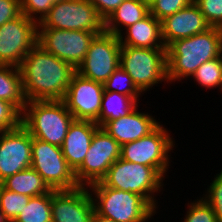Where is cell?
<instances>
[{
    "label": "cell",
    "mask_w": 222,
    "mask_h": 222,
    "mask_svg": "<svg viewBox=\"0 0 222 222\" xmlns=\"http://www.w3.org/2000/svg\"><path fill=\"white\" fill-rule=\"evenodd\" d=\"M27 101L63 100L76 68L38 43L19 65Z\"/></svg>",
    "instance_id": "6da1fadb"
},
{
    "label": "cell",
    "mask_w": 222,
    "mask_h": 222,
    "mask_svg": "<svg viewBox=\"0 0 222 222\" xmlns=\"http://www.w3.org/2000/svg\"><path fill=\"white\" fill-rule=\"evenodd\" d=\"M221 54L222 29L218 27L171 42L166 47L168 84L189 80L201 64Z\"/></svg>",
    "instance_id": "7a4b0ae2"
},
{
    "label": "cell",
    "mask_w": 222,
    "mask_h": 222,
    "mask_svg": "<svg viewBox=\"0 0 222 222\" xmlns=\"http://www.w3.org/2000/svg\"><path fill=\"white\" fill-rule=\"evenodd\" d=\"M74 117L63 100L27 101L22 125L33 138L61 147Z\"/></svg>",
    "instance_id": "3957f363"
},
{
    "label": "cell",
    "mask_w": 222,
    "mask_h": 222,
    "mask_svg": "<svg viewBox=\"0 0 222 222\" xmlns=\"http://www.w3.org/2000/svg\"><path fill=\"white\" fill-rule=\"evenodd\" d=\"M87 187L94 211L116 222H149L157 212L139 194L110 188L100 181Z\"/></svg>",
    "instance_id": "277c9868"
},
{
    "label": "cell",
    "mask_w": 222,
    "mask_h": 222,
    "mask_svg": "<svg viewBox=\"0 0 222 222\" xmlns=\"http://www.w3.org/2000/svg\"><path fill=\"white\" fill-rule=\"evenodd\" d=\"M164 180L153 167L119 158L100 182L110 188L139 194L158 211L156 196L165 187Z\"/></svg>",
    "instance_id": "5b68a950"
},
{
    "label": "cell",
    "mask_w": 222,
    "mask_h": 222,
    "mask_svg": "<svg viewBox=\"0 0 222 222\" xmlns=\"http://www.w3.org/2000/svg\"><path fill=\"white\" fill-rule=\"evenodd\" d=\"M166 48L121 46L120 66L144 94L158 83L167 82Z\"/></svg>",
    "instance_id": "8992f818"
},
{
    "label": "cell",
    "mask_w": 222,
    "mask_h": 222,
    "mask_svg": "<svg viewBox=\"0 0 222 222\" xmlns=\"http://www.w3.org/2000/svg\"><path fill=\"white\" fill-rule=\"evenodd\" d=\"M160 123L148 135L121 146V159L153 167L164 179L171 166V152L175 147V140L170 130Z\"/></svg>",
    "instance_id": "52a82bcc"
},
{
    "label": "cell",
    "mask_w": 222,
    "mask_h": 222,
    "mask_svg": "<svg viewBox=\"0 0 222 222\" xmlns=\"http://www.w3.org/2000/svg\"><path fill=\"white\" fill-rule=\"evenodd\" d=\"M38 28L81 30L101 34L105 31V21L89 0H62L54 3L38 23Z\"/></svg>",
    "instance_id": "ba28073f"
},
{
    "label": "cell",
    "mask_w": 222,
    "mask_h": 222,
    "mask_svg": "<svg viewBox=\"0 0 222 222\" xmlns=\"http://www.w3.org/2000/svg\"><path fill=\"white\" fill-rule=\"evenodd\" d=\"M31 167L39 173L51 190H72L80 187L61 147L33 137Z\"/></svg>",
    "instance_id": "9c48e42d"
},
{
    "label": "cell",
    "mask_w": 222,
    "mask_h": 222,
    "mask_svg": "<svg viewBox=\"0 0 222 222\" xmlns=\"http://www.w3.org/2000/svg\"><path fill=\"white\" fill-rule=\"evenodd\" d=\"M119 36L108 32L97 34L91 41L87 55L77 67L81 76L104 83L120 66Z\"/></svg>",
    "instance_id": "30bf717a"
},
{
    "label": "cell",
    "mask_w": 222,
    "mask_h": 222,
    "mask_svg": "<svg viewBox=\"0 0 222 222\" xmlns=\"http://www.w3.org/2000/svg\"><path fill=\"white\" fill-rule=\"evenodd\" d=\"M38 23L23 13L0 26V65L19 67L37 44Z\"/></svg>",
    "instance_id": "8fae6325"
},
{
    "label": "cell",
    "mask_w": 222,
    "mask_h": 222,
    "mask_svg": "<svg viewBox=\"0 0 222 222\" xmlns=\"http://www.w3.org/2000/svg\"><path fill=\"white\" fill-rule=\"evenodd\" d=\"M121 157V145L99 127L82 165L75 171L80 186H89L101 181L111 165Z\"/></svg>",
    "instance_id": "7c38bea8"
},
{
    "label": "cell",
    "mask_w": 222,
    "mask_h": 222,
    "mask_svg": "<svg viewBox=\"0 0 222 222\" xmlns=\"http://www.w3.org/2000/svg\"><path fill=\"white\" fill-rule=\"evenodd\" d=\"M96 32L38 28L37 43L76 69L83 62Z\"/></svg>",
    "instance_id": "4fadbf2b"
},
{
    "label": "cell",
    "mask_w": 222,
    "mask_h": 222,
    "mask_svg": "<svg viewBox=\"0 0 222 222\" xmlns=\"http://www.w3.org/2000/svg\"><path fill=\"white\" fill-rule=\"evenodd\" d=\"M103 93V83L87 79L76 72L63 101L75 120L96 122L100 114Z\"/></svg>",
    "instance_id": "5bb4252c"
},
{
    "label": "cell",
    "mask_w": 222,
    "mask_h": 222,
    "mask_svg": "<svg viewBox=\"0 0 222 222\" xmlns=\"http://www.w3.org/2000/svg\"><path fill=\"white\" fill-rule=\"evenodd\" d=\"M32 136L21 124L0 132V183L20 171L31 167Z\"/></svg>",
    "instance_id": "9a60e30c"
},
{
    "label": "cell",
    "mask_w": 222,
    "mask_h": 222,
    "mask_svg": "<svg viewBox=\"0 0 222 222\" xmlns=\"http://www.w3.org/2000/svg\"><path fill=\"white\" fill-rule=\"evenodd\" d=\"M52 222H91L94 204L87 186L51 190Z\"/></svg>",
    "instance_id": "2e32d148"
},
{
    "label": "cell",
    "mask_w": 222,
    "mask_h": 222,
    "mask_svg": "<svg viewBox=\"0 0 222 222\" xmlns=\"http://www.w3.org/2000/svg\"><path fill=\"white\" fill-rule=\"evenodd\" d=\"M210 27L193 1L161 21L162 39L167 47L173 41L202 33Z\"/></svg>",
    "instance_id": "e0dca14e"
},
{
    "label": "cell",
    "mask_w": 222,
    "mask_h": 222,
    "mask_svg": "<svg viewBox=\"0 0 222 222\" xmlns=\"http://www.w3.org/2000/svg\"><path fill=\"white\" fill-rule=\"evenodd\" d=\"M139 105L128 115L103 123L105 130L121 146L136 141L152 132L161 122L145 111H138Z\"/></svg>",
    "instance_id": "ac0fdd59"
},
{
    "label": "cell",
    "mask_w": 222,
    "mask_h": 222,
    "mask_svg": "<svg viewBox=\"0 0 222 222\" xmlns=\"http://www.w3.org/2000/svg\"><path fill=\"white\" fill-rule=\"evenodd\" d=\"M89 120H73L61 146L62 153L74 172L82 165L91 140L99 128Z\"/></svg>",
    "instance_id": "d6986e66"
},
{
    "label": "cell",
    "mask_w": 222,
    "mask_h": 222,
    "mask_svg": "<svg viewBox=\"0 0 222 222\" xmlns=\"http://www.w3.org/2000/svg\"><path fill=\"white\" fill-rule=\"evenodd\" d=\"M124 31L119 35L121 46L166 48L162 39L161 22L151 13Z\"/></svg>",
    "instance_id": "ffe728a7"
},
{
    "label": "cell",
    "mask_w": 222,
    "mask_h": 222,
    "mask_svg": "<svg viewBox=\"0 0 222 222\" xmlns=\"http://www.w3.org/2000/svg\"><path fill=\"white\" fill-rule=\"evenodd\" d=\"M149 14V3L143 0H124L105 20V32L119 36L123 30Z\"/></svg>",
    "instance_id": "44dd1931"
},
{
    "label": "cell",
    "mask_w": 222,
    "mask_h": 222,
    "mask_svg": "<svg viewBox=\"0 0 222 222\" xmlns=\"http://www.w3.org/2000/svg\"><path fill=\"white\" fill-rule=\"evenodd\" d=\"M0 185L8 191L29 197L43 195L51 191L43 178L32 167L7 177Z\"/></svg>",
    "instance_id": "7402d4cb"
},
{
    "label": "cell",
    "mask_w": 222,
    "mask_h": 222,
    "mask_svg": "<svg viewBox=\"0 0 222 222\" xmlns=\"http://www.w3.org/2000/svg\"><path fill=\"white\" fill-rule=\"evenodd\" d=\"M0 99L14 104L21 112L24 111L27 99L19 67L0 65Z\"/></svg>",
    "instance_id": "603a6c76"
},
{
    "label": "cell",
    "mask_w": 222,
    "mask_h": 222,
    "mask_svg": "<svg viewBox=\"0 0 222 222\" xmlns=\"http://www.w3.org/2000/svg\"><path fill=\"white\" fill-rule=\"evenodd\" d=\"M139 103L140 102L135 101L130 96L104 90L99 118L95 123L101 126L105 122L126 116L131 113Z\"/></svg>",
    "instance_id": "cb8c5ba5"
},
{
    "label": "cell",
    "mask_w": 222,
    "mask_h": 222,
    "mask_svg": "<svg viewBox=\"0 0 222 222\" xmlns=\"http://www.w3.org/2000/svg\"><path fill=\"white\" fill-rule=\"evenodd\" d=\"M13 222H52L51 191L31 197Z\"/></svg>",
    "instance_id": "d4e9b609"
},
{
    "label": "cell",
    "mask_w": 222,
    "mask_h": 222,
    "mask_svg": "<svg viewBox=\"0 0 222 222\" xmlns=\"http://www.w3.org/2000/svg\"><path fill=\"white\" fill-rule=\"evenodd\" d=\"M222 75V54L210 61L201 64L190 77L203 88L214 89L219 87Z\"/></svg>",
    "instance_id": "484cf974"
},
{
    "label": "cell",
    "mask_w": 222,
    "mask_h": 222,
    "mask_svg": "<svg viewBox=\"0 0 222 222\" xmlns=\"http://www.w3.org/2000/svg\"><path fill=\"white\" fill-rule=\"evenodd\" d=\"M103 85L105 91L124 94L132 97L135 101H139L143 96V93L135 86L132 78L121 66L110 75Z\"/></svg>",
    "instance_id": "4316f807"
},
{
    "label": "cell",
    "mask_w": 222,
    "mask_h": 222,
    "mask_svg": "<svg viewBox=\"0 0 222 222\" xmlns=\"http://www.w3.org/2000/svg\"><path fill=\"white\" fill-rule=\"evenodd\" d=\"M31 197L8 191L0 185V209L13 222L27 205Z\"/></svg>",
    "instance_id": "83f0119b"
},
{
    "label": "cell",
    "mask_w": 222,
    "mask_h": 222,
    "mask_svg": "<svg viewBox=\"0 0 222 222\" xmlns=\"http://www.w3.org/2000/svg\"><path fill=\"white\" fill-rule=\"evenodd\" d=\"M186 215L181 222H218L212 207L200 196V199L188 201Z\"/></svg>",
    "instance_id": "f1b7e54d"
},
{
    "label": "cell",
    "mask_w": 222,
    "mask_h": 222,
    "mask_svg": "<svg viewBox=\"0 0 222 222\" xmlns=\"http://www.w3.org/2000/svg\"><path fill=\"white\" fill-rule=\"evenodd\" d=\"M193 0H151L149 3V13L160 22L187 7Z\"/></svg>",
    "instance_id": "f546056e"
},
{
    "label": "cell",
    "mask_w": 222,
    "mask_h": 222,
    "mask_svg": "<svg viewBox=\"0 0 222 222\" xmlns=\"http://www.w3.org/2000/svg\"><path fill=\"white\" fill-rule=\"evenodd\" d=\"M219 172L205 189L206 194L203 192L202 198L212 207L218 222H222V170Z\"/></svg>",
    "instance_id": "4dcf8cb0"
},
{
    "label": "cell",
    "mask_w": 222,
    "mask_h": 222,
    "mask_svg": "<svg viewBox=\"0 0 222 222\" xmlns=\"http://www.w3.org/2000/svg\"><path fill=\"white\" fill-rule=\"evenodd\" d=\"M22 112L12 103L0 99V132L19 127Z\"/></svg>",
    "instance_id": "1f68e13d"
},
{
    "label": "cell",
    "mask_w": 222,
    "mask_h": 222,
    "mask_svg": "<svg viewBox=\"0 0 222 222\" xmlns=\"http://www.w3.org/2000/svg\"><path fill=\"white\" fill-rule=\"evenodd\" d=\"M211 27L222 29V0H193Z\"/></svg>",
    "instance_id": "d6a6232c"
},
{
    "label": "cell",
    "mask_w": 222,
    "mask_h": 222,
    "mask_svg": "<svg viewBox=\"0 0 222 222\" xmlns=\"http://www.w3.org/2000/svg\"><path fill=\"white\" fill-rule=\"evenodd\" d=\"M22 13L39 23L49 12L54 3H46V0H20Z\"/></svg>",
    "instance_id": "836d02e7"
},
{
    "label": "cell",
    "mask_w": 222,
    "mask_h": 222,
    "mask_svg": "<svg viewBox=\"0 0 222 222\" xmlns=\"http://www.w3.org/2000/svg\"><path fill=\"white\" fill-rule=\"evenodd\" d=\"M21 14L20 0H0V26Z\"/></svg>",
    "instance_id": "e575fe53"
},
{
    "label": "cell",
    "mask_w": 222,
    "mask_h": 222,
    "mask_svg": "<svg viewBox=\"0 0 222 222\" xmlns=\"http://www.w3.org/2000/svg\"><path fill=\"white\" fill-rule=\"evenodd\" d=\"M123 1L124 0H89L104 21L111 16Z\"/></svg>",
    "instance_id": "d590c367"
},
{
    "label": "cell",
    "mask_w": 222,
    "mask_h": 222,
    "mask_svg": "<svg viewBox=\"0 0 222 222\" xmlns=\"http://www.w3.org/2000/svg\"><path fill=\"white\" fill-rule=\"evenodd\" d=\"M91 222H116V221H114L113 219L103 217L94 211Z\"/></svg>",
    "instance_id": "8d00e7d4"
},
{
    "label": "cell",
    "mask_w": 222,
    "mask_h": 222,
    "mask_svg": "<svg viewBox=\"0 0 222 222\" xmlns=\"http://www.w3.org/2000/svg\"><path fill=\"white\" fill-rule=\"evenodd\" d=\"M0 222H10L9 219L1 211V209H0Z\"/></svg>",
    "instance_id": "74e56055"
},
{
    "label": "cell",
    "mask_w": 222,
    "mask_h": 222,
    "mask_svg": "<svg viewBox=\"0 0 222 222\" xmlns=\"http://www.w3.org/2000/svg\"><path fill=\"white\" fill-rule=\"evenodd\" d=\"M60 1H62V0H46V3H57Z\"/></svg>",
    "instance_id": "f35d334b"
},
{
    "label": "cell",
    "mask_w": 222,
    "mask_h": 222,
    "mask_svg": "<svg viewBox=\"0 0 222 222\" xmlns=\"http://www.w3.org/2000/svg\"><path fill=\"white\" fill-rule=\"evenodd\" d=\"M222 91V75H221V82H220V88H219V91Z\"/></svg>",
    "instance_id": "ab89813d"
}]
</instances>
